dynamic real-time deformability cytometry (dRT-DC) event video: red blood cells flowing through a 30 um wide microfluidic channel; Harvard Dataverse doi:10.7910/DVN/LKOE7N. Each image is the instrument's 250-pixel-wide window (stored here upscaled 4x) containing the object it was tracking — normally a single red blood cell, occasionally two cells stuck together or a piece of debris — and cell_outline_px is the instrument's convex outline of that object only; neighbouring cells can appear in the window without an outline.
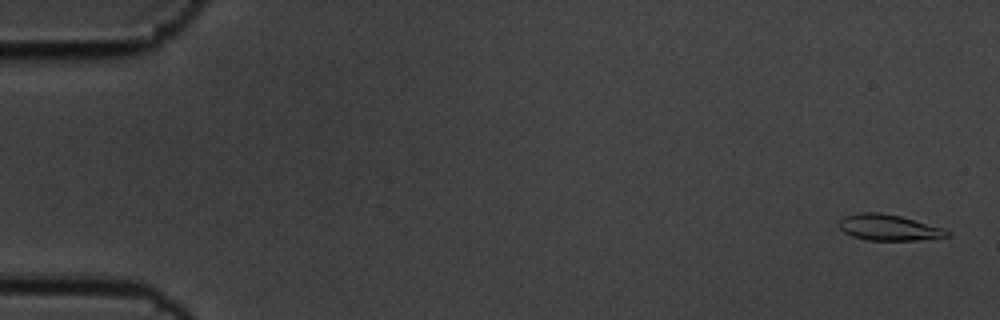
{"species": "common noctule bat (a hibernating species)", "species_latin": "Nyctalus noctula", "temperature_condition": "cold", "stored_images_in_passage": 58, "camera_frame_rate_fps": 3000, "um_per_image_px": 0.085, "animal": {"sex": "male", "body_mass_g": 19.5, "forearm_length_mm": 54.6}, "frame": {"image": 1, "passage_image": 2, "time_ms": 0.333, "image_size_px": [1000, 320], "cell_outline_px": [[948, 236], [916, 240], [868, 240], [852, 236], [844, 232], [836, 224], [836, 220], [844, 216], [856, 212], [880, 212], [900, 216], [944, 228], [948, 232]], "centroid_in_image_um": [75.44, 19.32], "position_along_channel_um": 9.6, "area_um2": 16.42}}
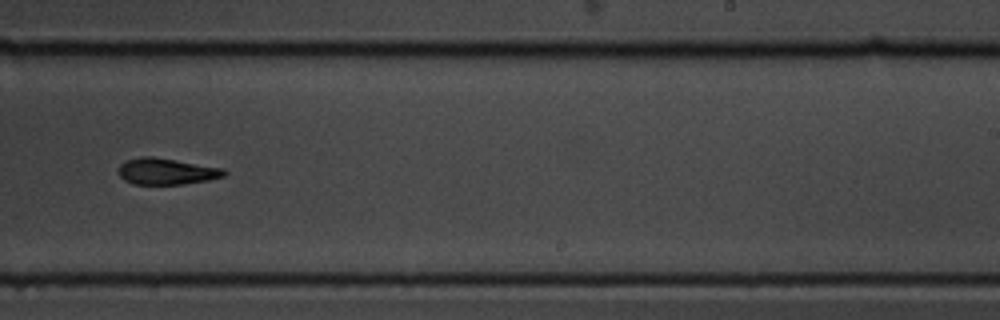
{"frame": {"image": 2, "passage_image": 37, "time_ms": 12.0, "image_size_px": [1000, 320], "cell_outline_px": [[228, 172], [224, 176], [208, 180], [184, 184], [132, 184], [124, 180], [120, 176], [120, 164], [128, 160], [140, 156], [152, 156], [224, 168]], "centroid_in_image_um": [14.18, 14.57], "position_along_channel_um": 274.8, "area_um2": 16.18}}
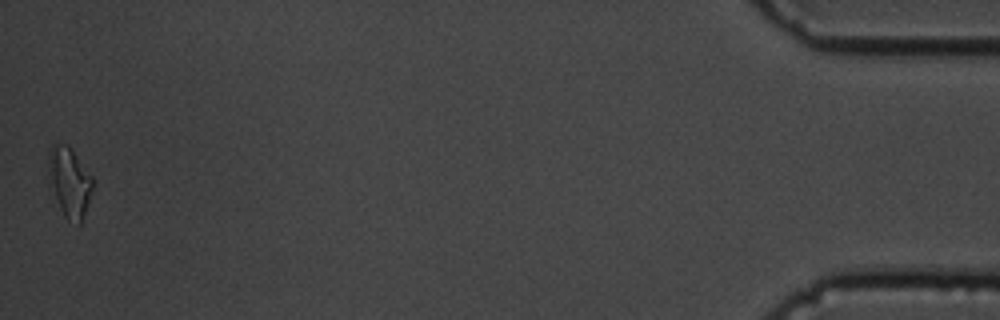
{"frame": {"image": 3, "passage_image": 58, "time_ms": 19.0, "image_size_px": [1000, 320], "cell_outline_px": [[92, 188], [80, 224], [68, 220], [64, 216], [60, 208], [52, 184], [48, 164], [48, 152], [52, 144], [68, 144], [92, 176]], "centroid_in_image_um": [5.91, 15.42], "position_along_channel_um": 429.3, "area_um2": 17.22}, "authors_computed_cell_mechanics": {"area_um2": 16.8776, "velocity_mm_per_s": 3.4712, "shape_relaxation_time_tau1_ms": 3.4342, "shape_relaxation_time_tau2_ms": null, "deformation_change_tau1": 0.1175, "deformation_change_tau2": null}}